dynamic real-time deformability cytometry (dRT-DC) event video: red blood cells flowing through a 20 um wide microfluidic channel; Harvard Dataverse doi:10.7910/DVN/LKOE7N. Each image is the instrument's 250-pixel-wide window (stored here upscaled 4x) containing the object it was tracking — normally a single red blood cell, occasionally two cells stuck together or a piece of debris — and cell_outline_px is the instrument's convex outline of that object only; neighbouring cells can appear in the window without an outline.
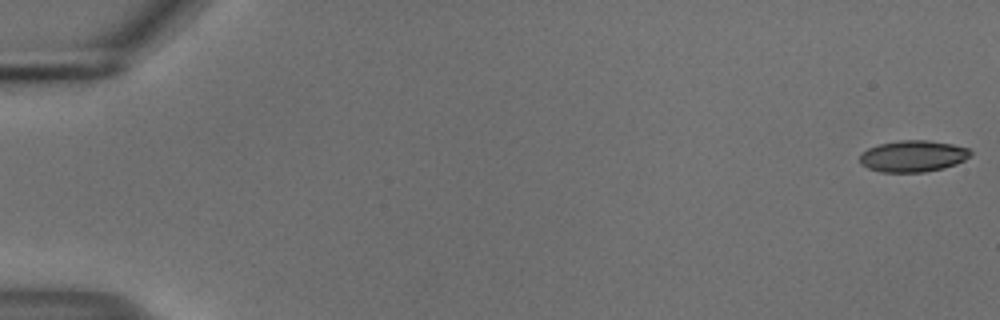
{"species": "common noctule bat (a hibernating species)", "species_latin": "Nyctalus noctula", "temperature_condition": "cold", "stored_images_in_passage": 55, "camera_frame_rate_fps": 3000, "um_per_image_px": 0.085, "animal": {"sex": "male", "body_mass_g": 18.8}, "frame": {"image": 1, "passage_image": 1, "time_ms": 0.0, "image_size_px": [1000, 320], "cell_outline_px": [[972, 152], [964, 160], [956, 164], [944, 168], [924, 172], [880, 172], [868, 168], [860, 164], [860, 152], [868, 148], [880, 144], [900, 140], [928, 140], [952, 144], [968, 148]], "centroid_in_image_um": [77.58, 13.27], "position_along_channel_um": 7.4, "area_um2": 20.35}}
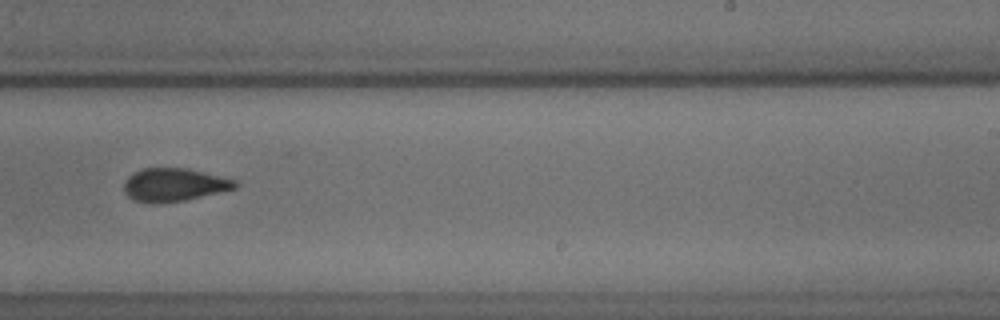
{"frame": {"image": 2, "passage_image": 35, "time_ms": 11.333, "image_size_px": [1000, 320], "cell_outline_px": [[240, 184], [236, 188], [184, 200], [156, 204], [148, 204], [132, 200], [124, 192], [124, 180], [132, 172], [144, 168], [188, 168], [236, 180]], "centroid_in_image_um": [14.75, 15.71], "position_along_channel_um": 274.3, "area_um2": 21.68}}
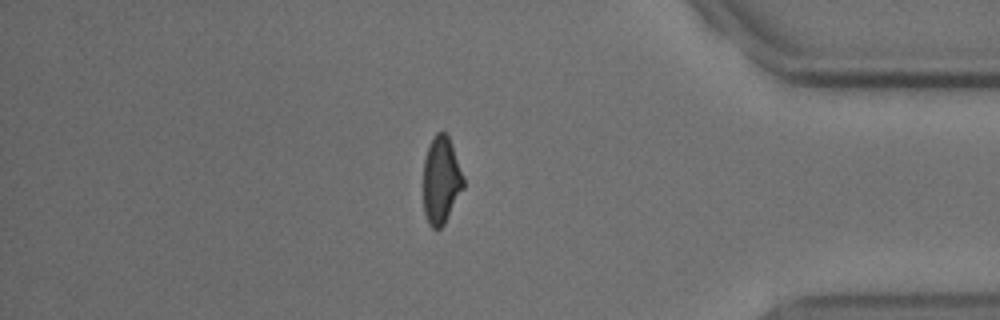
{"frame": {"image": 3, "passage_image": 47, "time_ms": 15.333, "image_size_px": [1000, 320], "cell_outline_px": [[464, 188], [444, 224], [440, 228], [432, 228], [428, 224], [424, 212], [424, 160], [428, 144], [432, 136], [436, 132], [444, 132], [448, 136], [452, 144], [464, 176]], "centroid_in_image_um": [37.5, 15.29], "position_along_channel_um": 397.7, "area_um2": 20.58}, "authors_computed_cell_mechanics": {"area_um2": 21.386, "velocity_mm_per_s": 3.7459, "shape_relaxation_time_tau1_ms": 11.2217, "shape_relaxation_time_tau2_ms": 2.9908, "deformation_change_tau1": 0.2496, "deformation_change_tau2": 0.0888}}